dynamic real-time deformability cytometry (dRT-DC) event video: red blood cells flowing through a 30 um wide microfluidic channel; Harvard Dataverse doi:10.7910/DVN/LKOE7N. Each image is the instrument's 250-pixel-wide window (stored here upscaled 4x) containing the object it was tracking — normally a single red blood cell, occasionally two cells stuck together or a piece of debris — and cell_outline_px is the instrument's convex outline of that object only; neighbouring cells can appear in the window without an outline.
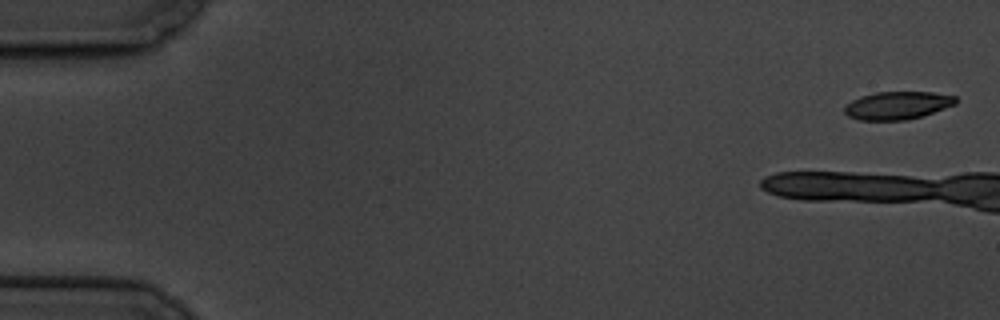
{"species": "common noctule bat (a hibernating species)", "species_latin": "Nyctalus noctula", "temperature_condition": "cold", "stored_images_in_passage": 4, "camera_frame_rate_fps": 3000, "um_per_image_px": 0.085, "animal": {"sex": "male", "body_mass_g": 19.5, "forearm_length_mm": 54.6}, "frame": {"image": 1, "passage_image": 1, "time_ms": 0.0, "image_size_px": [1000, 320], "cell_outline_px": [[956, 104], [924, 116], [904, 120], [860, 120], [848, 116], [844, 112], [844, 108], [852, 100], [860, 96], [876, 92], [932, 92], [956, 96]], "centroid_in_image_um": [76.29, 8.96], "position_along_channel_um": 8.7, "area_um2": 18.09}}